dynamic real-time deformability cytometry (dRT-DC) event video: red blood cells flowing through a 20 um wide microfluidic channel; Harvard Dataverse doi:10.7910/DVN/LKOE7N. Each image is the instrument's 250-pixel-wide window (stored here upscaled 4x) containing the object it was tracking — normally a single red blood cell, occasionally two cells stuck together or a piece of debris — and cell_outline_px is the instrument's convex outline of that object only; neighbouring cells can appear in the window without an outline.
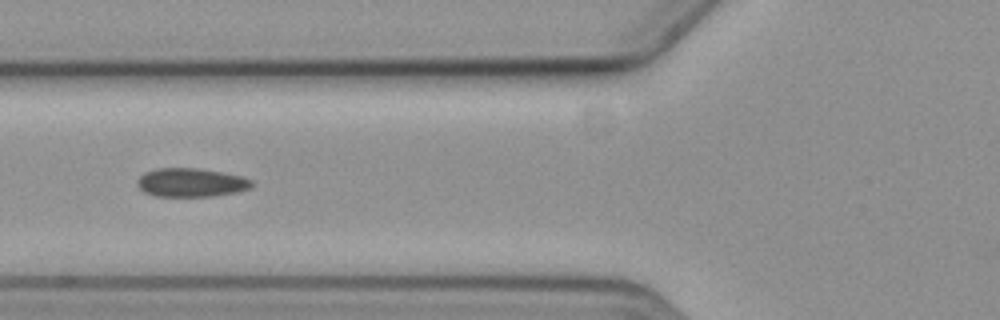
{"species": "common noctule bat (a hibernating species)", "species_latin": "Nyctalus noctula", "temperature_condition": "cold", "stored_images_in_passage": 5, "camera_frame_rate_fps": 3000, "um_per_image_px": 0.085, "animal": {"sex": "female", "body_mass_g": 19.3, "forearm_length_mm": 54.1}, "frame": {"image": 1, "passage_image": 2, "time_ms": 1.333, "image_size_px": [1000, 320], "cell_outline_px": [[252, 188], [236, 192], [212, 196], [156, 196], [144, 192], [136, 184], [136, 180], [144, 172], [156, 168], [196, 168], [244, 176], [252, 180]], "centroid_in_image_um": [16.23, 15.51], "position_along_channel_um": 109.6, "area_um2": 19.19}}
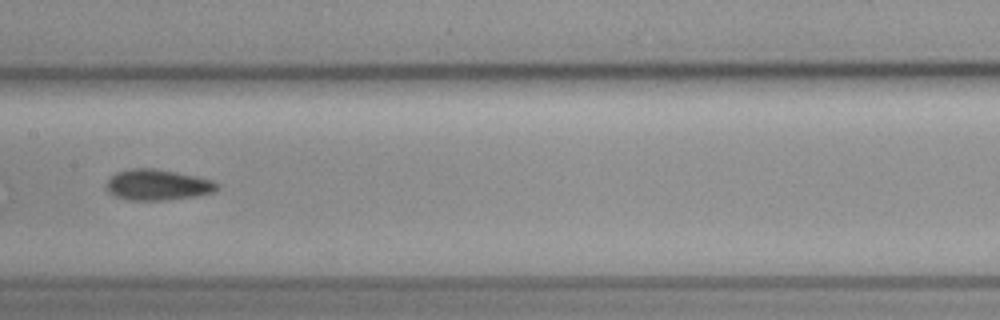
{"frame": {"image": 2, "passage_image": 4, "time_ms": 3.667, "image_size_px": [1000, 320], "cell_outline_px": [[220, 188], [216, 192], [196, 196], [164, 200], [124, 200], [112, 196], [104, 188], [108, 180], [116, 172], [132, 168], [152, 168], [176, 172], [196, 176], [212, 180], [220, 184]], "centroid_in_image_um": [13.39, 15.72], "position_along_channel_um": 194.0, "area_um2": 20.23}}